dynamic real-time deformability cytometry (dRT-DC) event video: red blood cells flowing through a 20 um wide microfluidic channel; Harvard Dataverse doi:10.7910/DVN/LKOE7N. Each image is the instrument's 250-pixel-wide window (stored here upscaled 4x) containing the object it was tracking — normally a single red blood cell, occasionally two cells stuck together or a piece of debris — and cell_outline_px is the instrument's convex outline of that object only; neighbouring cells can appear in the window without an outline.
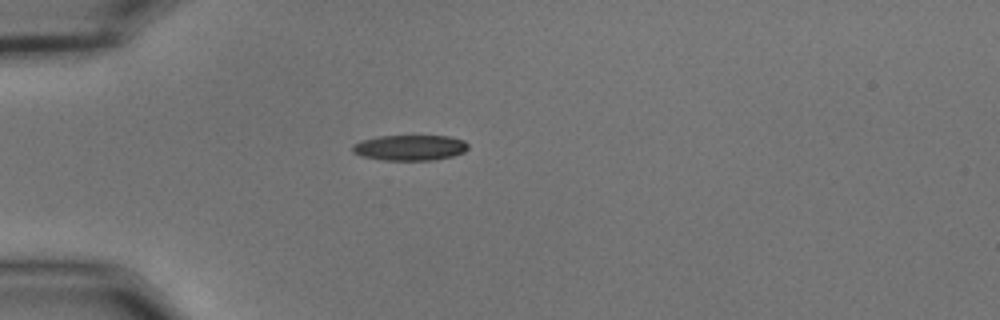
{"species": "common noctule bat (a hibernating species)", "species_latin": "Nyctalus noctula", "temperature_condition": "cold", "stored_images_in_passage": 40, "camera_frame_rate_fps": 3000, "um_per_image_px": 0.085, "animal": {"sex": "male", "body_mass_g": 15.6}, "frame": {"image": 1, "passage_image": 1, "time_ms": 0.0, "image_size_px": [1000, 320], "cell_outline_px": [[468, 148], [464, 152], [452, 156], [432, 160], [380, 160], [360, 156], [352, 152], [352, 144], [360, 140], [376, 136], [448, 136], [464, 140], [468, 144]], "centroid_in_image_um": [34.79, 12.55], "position_along_channel_um": 50.2, "area_um2": 17.4}}
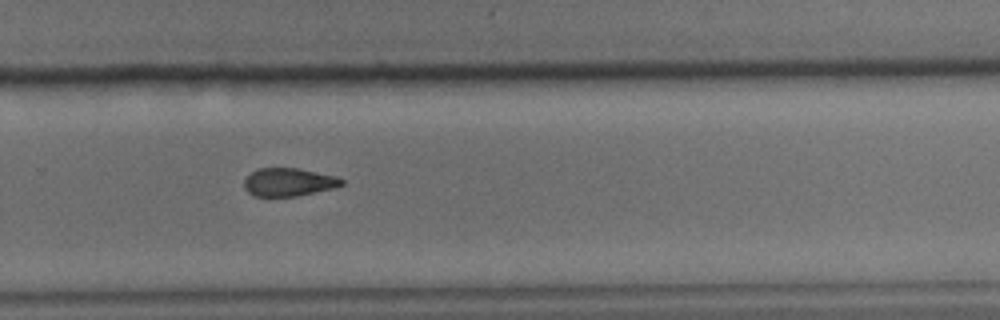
{"frame": {"image": 2, "passage_image": 23, "time_ms": 7.333, "image_size_px": [1000, 320], "cell_outline_px": [[344, 184], [336, 188], [296, 196], [252, 196], [244, 188], [244, 180], [252, 172], [260, 168], [296, 168], [336, 176], [344, 180]], "centroid_in_image_um": [24.55, 15.49], "position_along_channel_um": 305.3, "area_um2": 15.95}}
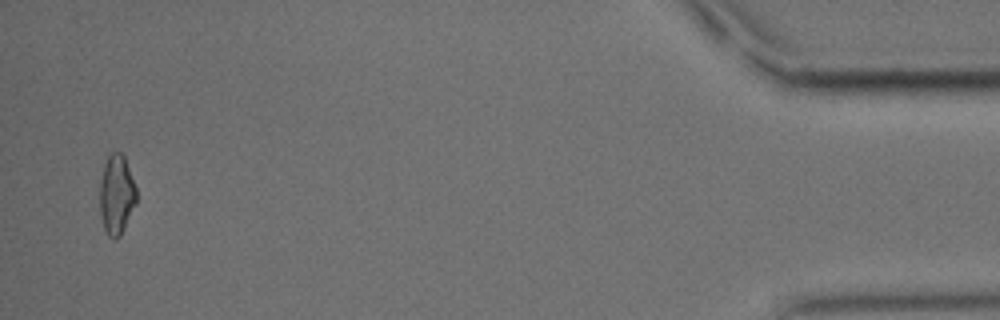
{"frame": {"image": 3, "passage_image": 39, "time_ms": 12.667, "image_size_px": [1000, 320], "cell_outline_px": [[136, 204], [120, 236], [116, 240], [108, 236], [104, 228], [100, 212], [100, 180], [104, 164], [108, 156], [112, 152], [120, 152], [124, 156], [136, 188]], "centroid_in_image_um": [9.9, 16.56], "position_along_channel_um": 425.3, "area_um2": 16.94}, "authors_computed_cell_mechanics": {"area_um2": 17.1377, "velocity_mm_per_s": 3.6878, "shape_relaxation_time_tau1_ms": 5.5216, "shape_relaxation_time_tau2_ms": null, "deformation_change_tau1": 0.1639, "deformation_change_tau2": null}}